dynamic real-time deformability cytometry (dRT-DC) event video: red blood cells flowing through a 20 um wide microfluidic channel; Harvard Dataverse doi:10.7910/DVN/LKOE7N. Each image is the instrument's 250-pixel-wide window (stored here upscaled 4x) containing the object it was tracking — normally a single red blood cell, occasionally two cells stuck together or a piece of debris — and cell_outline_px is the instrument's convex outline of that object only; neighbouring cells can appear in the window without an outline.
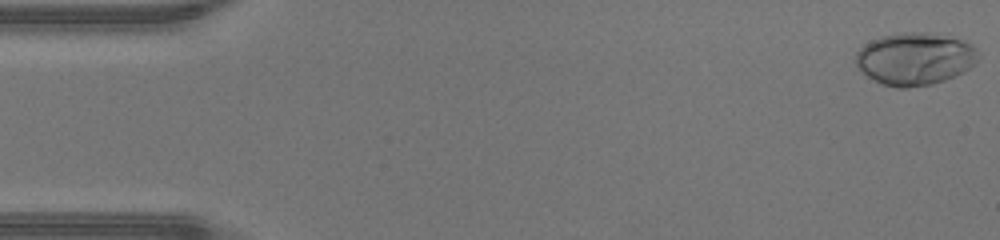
{"species": "human", "species_latin": "Homo sapiens", "temperature_condition": "warm", "stored_images_in_passage": 47, "camera_frame_rate_fps": 3000, "um_per_image_px": 0.085, "donor": {"sex": "male"}, "frame": {"image": 1, "passage_image": 1, "time_ms": 0.0, "image_size_px": [1000, 240], "cell_outline_px": [[980, 56], [968, 68], [956, 76], [932, 84], [908, 88], [896, 88], [884, 84], [868, 76], [856, 64], [856, 52], [864, 44], [880, 36], [904, 32], [924, 32], [964, 40], [972, 44], [976, 48]], "centroid_in_image_um": [77.77, 4.99], "position_along_channel_um": 7.2, "area_um2": 37.22}}
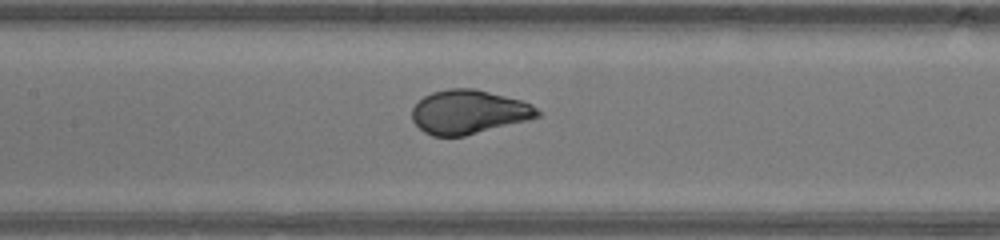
{"frame": {"image": 2, "passage_image": 22, "time_ms": 7.0, "image_size_px": [1000, 240], "cell_outline_px": [[540, 116], [528, 120], [464, 136], [432, 136], [424, 132], [412, 120], [412, 108], [424, 96], [432, 92], [448, 88], [472, 88], [520, 100], [532, 104], [540, 112]], "centroid_in_image_um": [39.82, 9.52], "position_along_channel_um": 167.6, "area_um2": 31.91}}
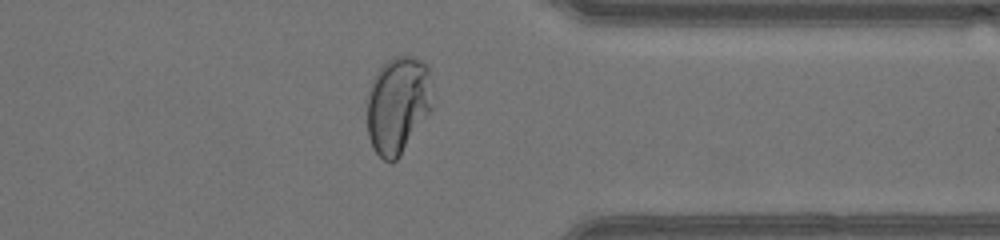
{"frame": {"image": 3, "passage_image": 37, "time_ms": 12.0, "image_size_px": [1000, 240], "cell_outline_px": [[432, 112], [400, 156], [392, 164], [384, 160], [372, 148], [368, 136], [368, 92], [372, 80], [376, 72], [388, 60], [396, 56], [412, 56], [428, 64], [432, 108]], "centroid_in_image_um": [33.83, 8.95], "position_along_channel_um": 377.6, "area_um2": 37.4}, "authors_computed_cell_mechanics": {"area_um2": 33.235, "velocity_mm_per_s": 4.3762, "shape_relaxation_time_tau1_ms": 3.1825, "shape_relaxation_time_tau2_ms": null, "deformation_change_tau1": 0.2303, "deformation_change_tau2": null}}